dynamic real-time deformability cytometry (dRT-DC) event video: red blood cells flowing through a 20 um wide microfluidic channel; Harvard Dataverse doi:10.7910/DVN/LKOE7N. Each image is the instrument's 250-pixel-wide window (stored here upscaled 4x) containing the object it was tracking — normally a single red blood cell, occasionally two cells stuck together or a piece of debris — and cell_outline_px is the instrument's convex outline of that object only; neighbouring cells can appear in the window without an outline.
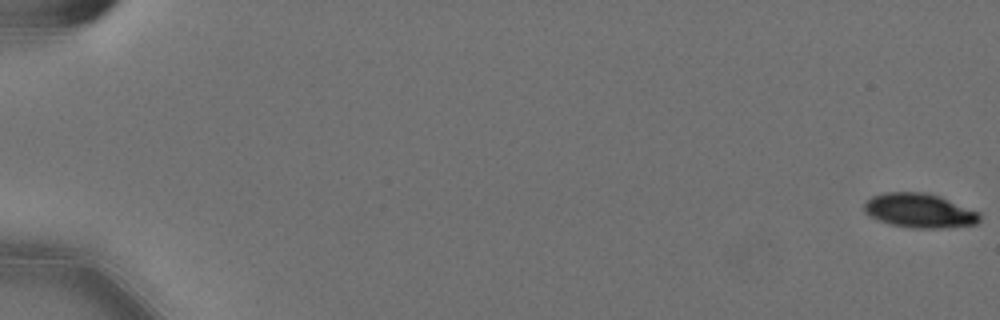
{"species": "Egyptian fruit bat (a non-hibernating species)", "species_latin": "Rousettus aegyptiacus", "temperature_condition": "cold", "stored_images_in_passage": 58, "camera_frame_rate_fps": 3000, "um_per_image_px": 0.085, "animal": {"sex": "female"}, "frame": {"image": 1, "passage_image": 1, "time_ms": 0.0, "image_size_px": [1000, 320], "cell_outline_px": [[980, 220], [976, 224], [940, 228], [912, 228], [892, 224], [880, 220], [864, 212], [864, 204], [872, 196], [884, 192], [928, 192], [940, 196], [980, 212]], "centroid_in_image_um": [78.18, 17.89], "position_along_channel_um": 6.8, "area_um2": 23.0}}
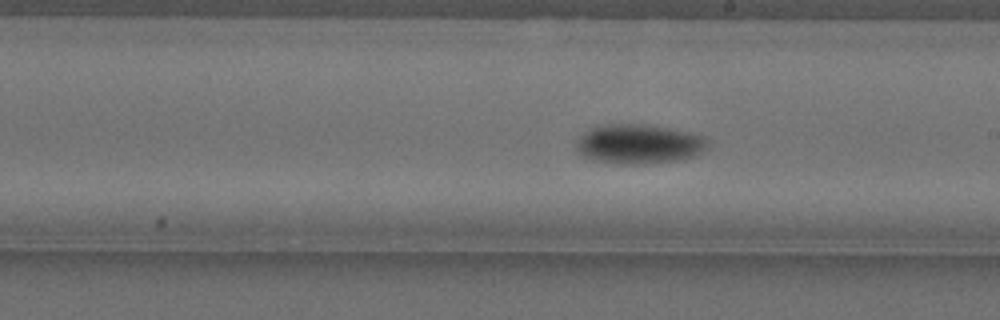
{"frame": {"image": 2, "passage_image": 35, "time_ms": 11.333, "image_size_px": [1000, 320], "cell_outline_px": [[708, 148], [692, 156], [676, 160], [644, 164], [628, 164], [592, 160], [580, 156], [576, 152], [576, 144], [580, 136], [584, 132], [596, 124], [648, 124], [692, 132], [704, 136], [708, 140]], "centroid_in_image_um": [54.27, 12.22], "position_along_channel_um": 234.7, "area_um2": 30.63}}
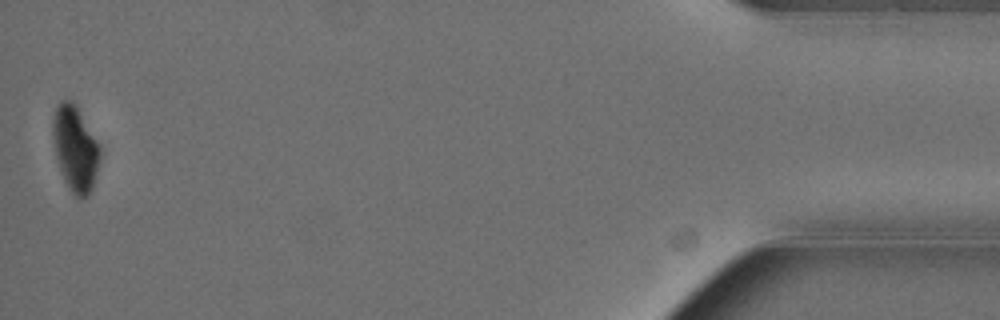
{"frame": {"image": 3, "passage_image": 58, "time_ms": 19.0, "image_size_px": [1000, 320], "cell_outline_px": [[104, 152], [92, 188], [88, 196], [80, 200], [68, 188], [60, 172], [52, 140], [52, 120], [56, 104], [60, 100], [72, 100], [76, 104], [100, 144]], "centroid_in_image_um": [6.42, 12.62], "position_along_channel_um": 428.8, "area_um2": 24.39}, "authors_computed_cell_mechanics": {"area_um2": 25.9811, "velocity_mm_per_s": 3.5907, "shape_relaxation_time_tau1_ms": 3.0304, "shape_relaxation_time_tau2_ms": null, "deformation_change_tau1": 0.1193, "deformation_change_tau2": null}}